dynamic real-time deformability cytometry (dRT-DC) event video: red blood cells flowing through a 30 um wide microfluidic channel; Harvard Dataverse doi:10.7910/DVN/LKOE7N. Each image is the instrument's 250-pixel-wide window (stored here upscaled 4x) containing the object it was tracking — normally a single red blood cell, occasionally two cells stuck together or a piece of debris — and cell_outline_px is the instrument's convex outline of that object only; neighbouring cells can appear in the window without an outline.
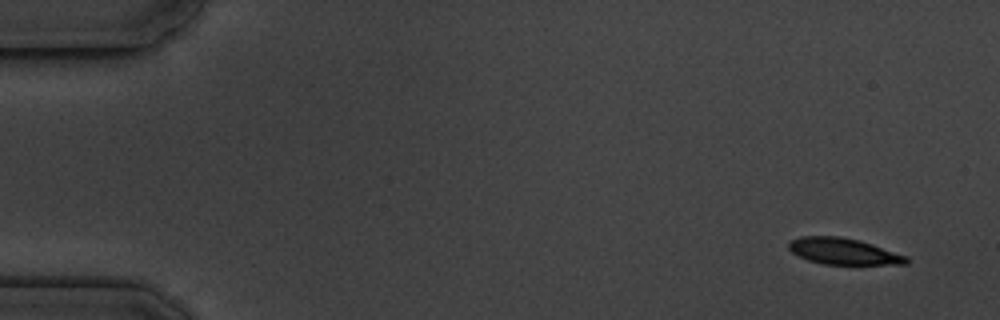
{"species": "common noctule bat (a hibernating species)", "species_latin": "Nyctalus noctula", "temperature_condition": "cold", "stored_images_in_passage": 5, "camera_frame_rate_fps": 3000, "um_per_image_px": 0.085, "animal": {"sex": "male", "body_mass_g": 19.5, "forearm_length_mm": 54.6}, "frame": {"image": 1, "passage_image": 1, "time_ms": 0.0, "image_size_px": [1000, 320], "cell_outline_px": [[908, 264], [824, 264], [808, 260], [792, 252], [788, 248], [788, 244], [792, 240], [800, 236], [840, 236], [860, 240], [908, 256]], "centroid_in_image_um": [71.7, 21.35], "position_along_channel_um": 13.3, "area_um2": 17.98}}
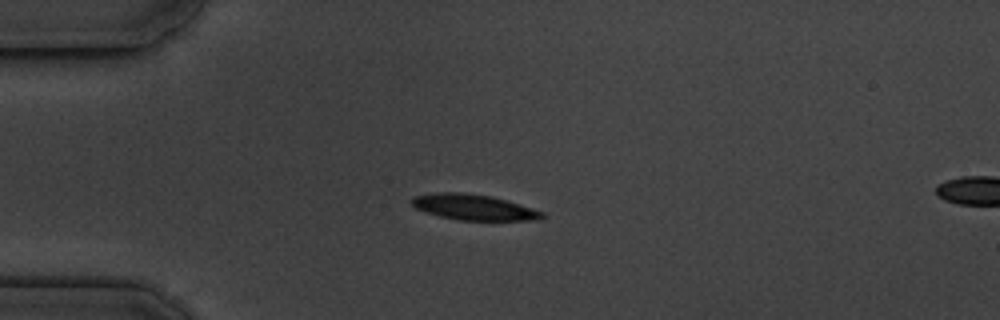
{"frame": {"image": 2, "passage_image": 4, "time_ms": 3.667, "image_size_px": [1000, 320], "cell_outline_px": [[544, 216], [540, 220], [460, 220], [440, 216], [416, 208], [412, 204], [412, 196], [436, 192], [464, 192], [492, 196], [532, 208], [544, 212]], "centroid_in_image_um": [40.27, 17.6], "position_along_channel_um": 44.7, "area_um2": 19.36}}